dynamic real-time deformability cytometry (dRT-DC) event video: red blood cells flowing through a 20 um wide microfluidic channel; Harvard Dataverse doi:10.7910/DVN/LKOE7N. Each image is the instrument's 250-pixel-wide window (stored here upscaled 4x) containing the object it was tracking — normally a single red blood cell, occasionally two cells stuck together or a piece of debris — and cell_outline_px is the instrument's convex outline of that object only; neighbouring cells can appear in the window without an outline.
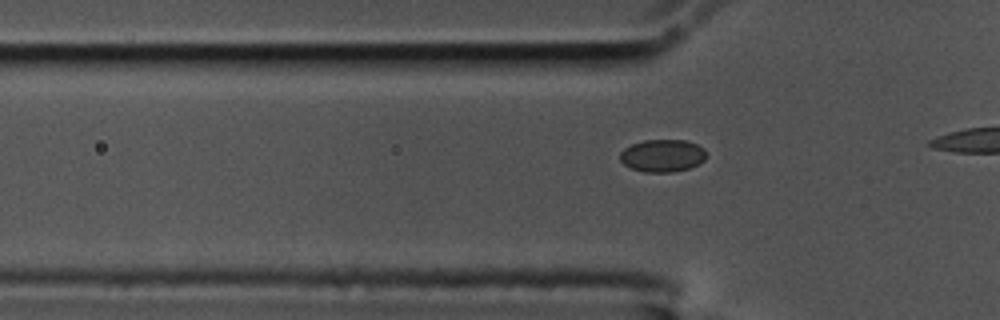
{"species": "common noctule bat (a hibernating species)", "species_latin": "Nyctalus noctula", "temperature_condition": "cold", "stored_images_in_passage": 17, "camera_frame_rate_fps": 3000, "um_per_image_px": 0.085, "animal": {"sex": "male", "body_mass_g": 17.5, "forearm_length_mm": 52.3}, "frame": {"image": 1, "passage_image": 10, "time_ms": 3.0, "image_size_px": [1000, 320], "cell_outline_px": [[704, 160], [700, 164], [688, 168], [672, 172], [644, 172], [632, 168], [624, 164], [620, 160], [620, 152], [624, 148], [632, 144], [644, 140], [684, 140], [696, 144], [704, 148]], "centroid_in_image_um": [56.29, 13.23], "position_along_channel_um": 69.5, "area_um2": 16.24}}
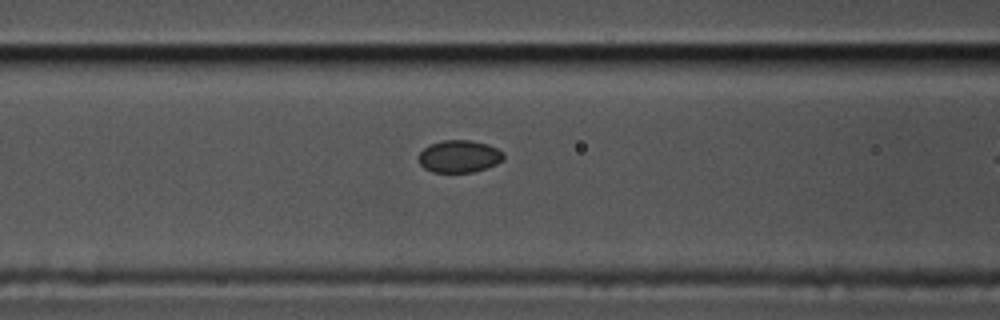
{"frame": {"image": 2, "passage_image": 15, "time_ms": 4.667, "image_size_px": [1000, 320], "cell_outline_px": [[504, 160], [496, 164], [472, 172], [432, 172], [424, 168], [420, 164], [416, 156], [428, 144], [440, 140], [468, 140], [488, 144], [504, 152]], "centroid_in_image_um": [39.0, 13.28], "position_along_channel_um": 127.6, "area_um2": 16.18}}